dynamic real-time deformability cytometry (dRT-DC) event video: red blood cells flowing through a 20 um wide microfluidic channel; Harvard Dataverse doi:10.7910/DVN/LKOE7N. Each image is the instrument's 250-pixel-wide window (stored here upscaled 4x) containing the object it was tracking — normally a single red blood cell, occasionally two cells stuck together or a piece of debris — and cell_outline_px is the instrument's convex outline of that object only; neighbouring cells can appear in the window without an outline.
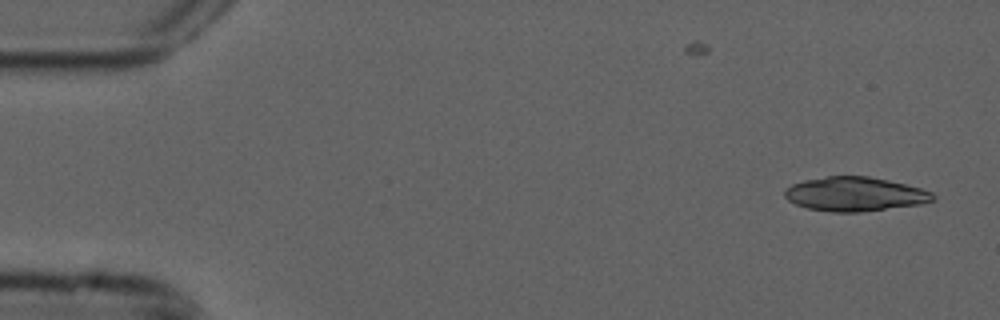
{"species": "common noctule bat (a hibernating species)", "species_latin": "Nyctalus noctula", "temperature_condition": "cold", "stored_images_in_passage": 2, "camera_frame_rate_fps": 3000, "um_per_image_px": 0.085, "animal": {"sex": "male", "forearm_length_mm": 52.5}, "frame": {"image": 1, "passage_image": 2, "time_ms": 0.333, "image_size_px": [1000, 320], "cell_outline_px": [[936, 200], [920, 204], [860, 212], [832, 212], [808, 208], [796, 204], [788, 200], [784, 196], [784, 192], [792, 184], [804, 180], [828, 176], [868, 176], [888, 180], [920, 188], [932, 192], [936, 196]], "centroid_in_image_um": [72.68, 16.5], "position_along_channel_um": 12.3, "area_um2": 29.36}}